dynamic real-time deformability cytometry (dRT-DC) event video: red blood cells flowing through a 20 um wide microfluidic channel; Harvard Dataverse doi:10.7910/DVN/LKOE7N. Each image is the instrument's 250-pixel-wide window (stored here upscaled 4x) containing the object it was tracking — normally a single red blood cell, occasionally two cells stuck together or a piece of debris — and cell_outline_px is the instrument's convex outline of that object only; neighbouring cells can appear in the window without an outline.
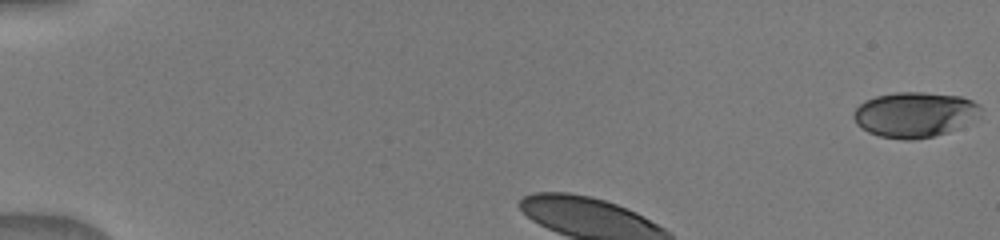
{"species": "human", "species_latin": "Homo sapiens", "temperature_condition": "warm", "stored_images_in_passage": 20, "camera_frame_rate_fps": 3000, "um_per_image_px": 0.085, "donor": {"sex": "male"}, "frame": {"image": 1, "passage_image": 1, "time_ms": 0.0, "image_size_px": [1000, 240], "cell_outline_px": [[980, 116], [948, 132], [932, 136], [912, 140], [904, 140], [880, 136], [868, 132], [856, 124], [852, 116], [852, 112], [864, 100], [876, 96], [896, 92], [924, 92], [960, 96], [972, 100], [980, 104]], "centroid_in_image_um": [77.72, 9.73], "position_along_channel_um": 7.3, "area_um2": 33.58}}